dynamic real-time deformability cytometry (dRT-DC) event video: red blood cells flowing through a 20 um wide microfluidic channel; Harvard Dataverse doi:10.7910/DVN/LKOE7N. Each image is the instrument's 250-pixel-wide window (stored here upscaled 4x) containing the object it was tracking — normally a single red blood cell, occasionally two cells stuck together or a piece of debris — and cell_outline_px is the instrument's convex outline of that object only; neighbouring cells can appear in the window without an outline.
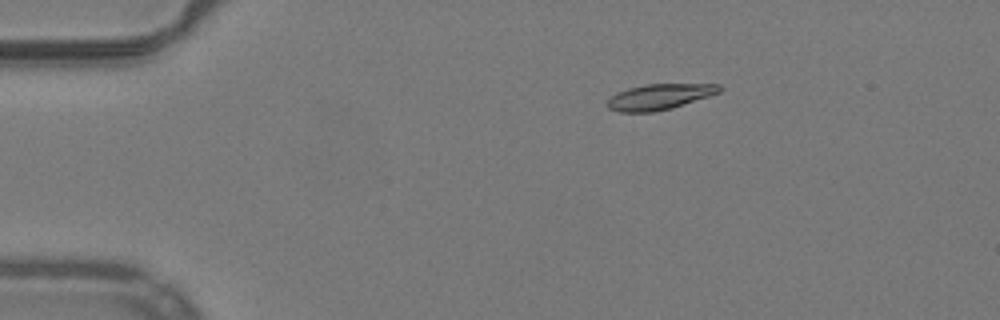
{"species": "common noctule bat (a hibernating species)", "species_latin": "Nyctalus noctula", "temperature_condition": "warm", "stored_images_in_passage": 44, "camera_frame_rate_fps": 3000, "um_per_image_px": 0.085, "animal": {"sex": "male", "body_mass_g": 19.2, "forearm_length_mm": 51.8}, "frame": {"image": 1, "passage_image": 1, "time_ms": 0.0, "image_size_px": [1000, 320], "cell_outline_px": [[724, 88], [720, 92], [672, 108], [652, 112], [620, 112], [608, 108], [604, 104], [616, 92], [628, 88], [644, 84], [720, 84]], "centroid_in_image_um": [56.03, 8.22], "position_along_channel_um": 29.0, "area_um2": 16.82}}
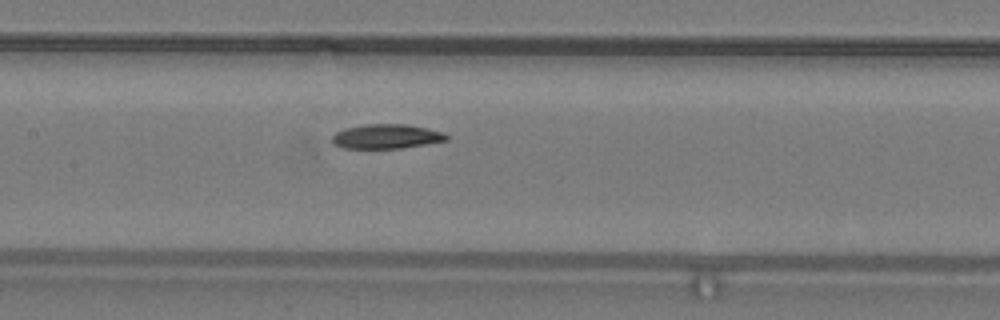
{"frame": {"image": 2, "passage_image": 17, "time_ms": 5.333, "image_size_px": [1000, 320], "cell_outline_px": [[448, 140], [400, 148], [344, 148], [332, 144], [332, 136], [336, 132], [344, 128], [364, 124], [408, 124], [444, 132], [448, 136]], "centroid_in_image_um": [32.82, 11.59], "position_along_channel_um": 174.6, "area_um2": 16.3}}
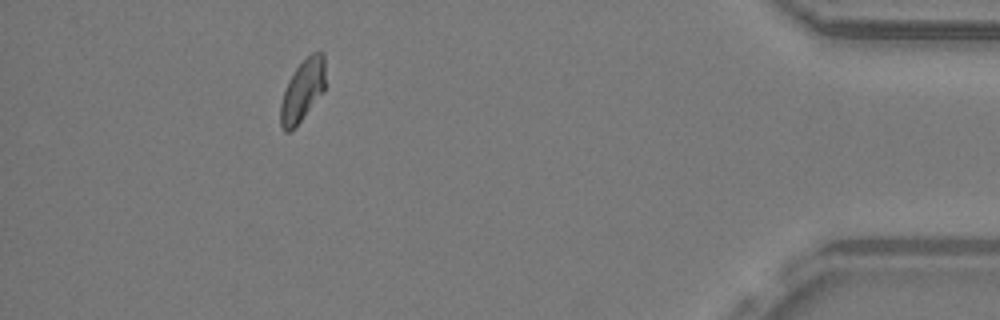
{"frame": {"image": 3, "passage_image": 39, "time_ms": 12.667, "image_size_px": [1000, 320], "cell_outline_px": [[324, 92], [300, 120], [288, 132], [284, 132], [280, 124], [280, 104], [288, 80], [296, 68], [312, 52], [324, 52]], "centroid_in_image_um": [25.71, 7.68], "position_along_channel_um": 409.5, "area_um2": 15.78}}